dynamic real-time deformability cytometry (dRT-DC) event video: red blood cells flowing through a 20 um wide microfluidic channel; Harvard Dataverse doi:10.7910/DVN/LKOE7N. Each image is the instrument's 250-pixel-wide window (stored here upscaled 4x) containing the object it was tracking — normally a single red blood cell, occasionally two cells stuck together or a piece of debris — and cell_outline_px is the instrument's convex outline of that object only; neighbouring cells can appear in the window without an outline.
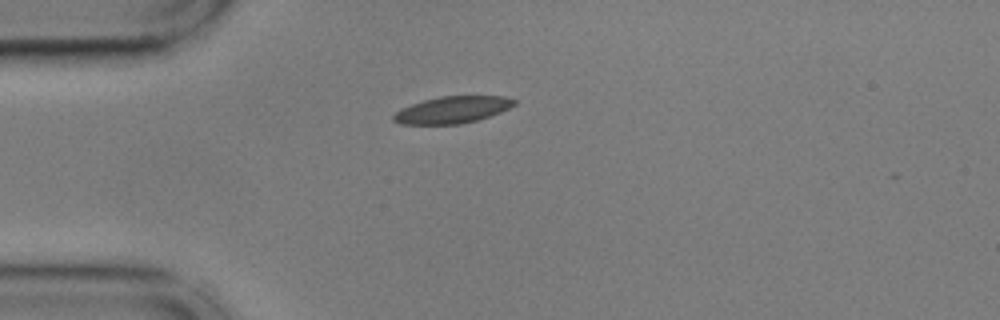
{"species": "common noctule bat (a hibernating species)", "species_latin": "Nyctalus noctula", "temperature_condition": "cold", "stored_images_in_passage": 42, "camera_frame_rate_fps": 3000, "um_per_image_px": 0.085, "animal": {"sex": "male", "body_mass_g": 17.9, "forearm_length_mm": 54.2}, "frame": {"image": 1, "passage_image": 1, "time_ms": 0.0, "image_size_px": [1000, 320], "cell_outline_px": [[516, 104], [500, 112], [476, 120], [460, 124], [400, 124], [392, 120], [392, 116], [400, 108], [424, 100], [440, 96], [504, 96], [516, 100]], "centroid_in_image_um": [38.42, 9.33], "position_along_channel_um": 46.6, "area_um2": 18.79}}
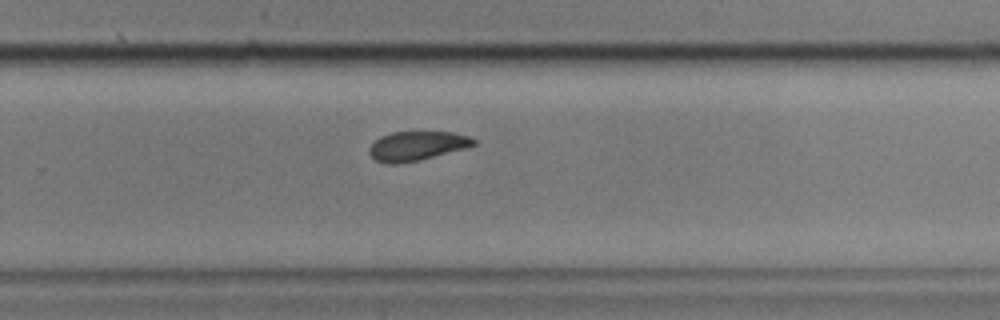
{"frame": {"image": 2, "passage_image": 23, "time_ms": 7.333, "image_size_px": [1000, 320], "cell_outline_px": [[476, 144], [468, 148], [420, 160], [400, 164], [384, 164], [376, 160], [368, 152], [368, 148], [380, 136], [392, 132], [452, 132], [468, 136], [476, 140]], "centroid_in_image_um": [35.44, 12.41], "position_along_channel_um": 294.4, "area_um2": 17.98}}
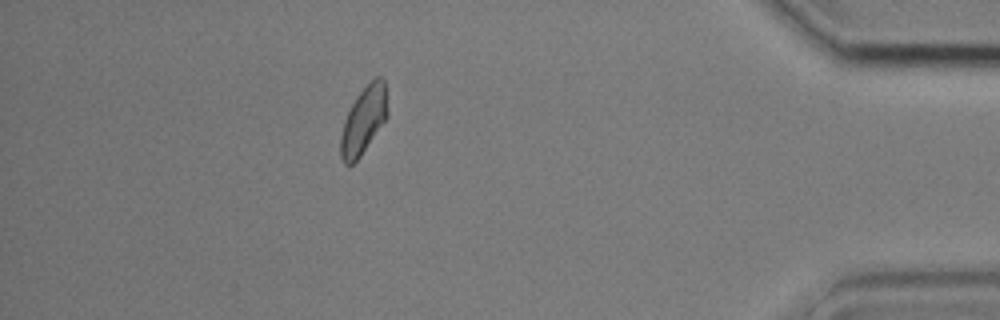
{"frame": {"image": 3, "passage_image": 36, "time_ms": 11.667, "image_size_px": [1000, 320], "cell_outline_px": [[388, 116], [360, 156], [352, 164], [344, 164], [340, 156], [340, 136], [344, 120], [356, 96], [376, 76], [380, 76], [384, 80], [388, 112]], "centroid_in_image_um": [30.9, 10.23], "position_along_channel_um": 404.3, "area_um2": 18.15}, "authors_computed_cell_mechanics": {"area_um2": 18.7272, "velocity_mm_per_s": 3.5844, "shape_relaxation_time_tau1_ms": 2.6313, "shape_relaxation_time_tau2_ms": 2.8569, "deformation_change_tau1": 0.0987, "deformation_change_tau2": 0.073}}